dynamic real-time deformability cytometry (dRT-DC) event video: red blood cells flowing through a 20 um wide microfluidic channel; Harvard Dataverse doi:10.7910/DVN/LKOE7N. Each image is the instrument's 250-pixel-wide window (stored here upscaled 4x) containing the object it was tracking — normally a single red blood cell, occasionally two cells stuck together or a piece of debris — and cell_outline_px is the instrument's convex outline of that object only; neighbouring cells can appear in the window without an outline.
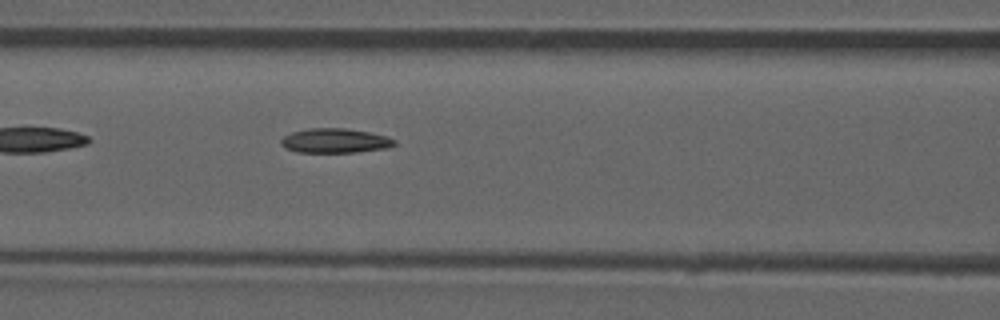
{"species": "common noctule bat (a hibernating species)", "species_latin": "Nyctalus noctula", "temperature_condition": "room temperature", "stored_images_in_passage": 36, "camera_frame_rate_fps": 3000, "um_per_image_px": 0.085, "animal": {"sex": "male", "forearm_length_mm": 52.5}, "frame": {"image": 1, "passage_image": 6, "time_ms": 1.667, "image_size_px": [1000, 320], "cell_outline_px": [[396, 144], [384, 148], [356, 152], [296, 152], [284, 148], [280, 144], [280, 140], [284, 136], [292, 132], [308, 128], [344, 128], [368, 132], [384, 136], [396, 140]], "centroid_in_image_um": [28.41, 11.96], "position_along_channel_um": 138.2, "area_um2": 16.07}}